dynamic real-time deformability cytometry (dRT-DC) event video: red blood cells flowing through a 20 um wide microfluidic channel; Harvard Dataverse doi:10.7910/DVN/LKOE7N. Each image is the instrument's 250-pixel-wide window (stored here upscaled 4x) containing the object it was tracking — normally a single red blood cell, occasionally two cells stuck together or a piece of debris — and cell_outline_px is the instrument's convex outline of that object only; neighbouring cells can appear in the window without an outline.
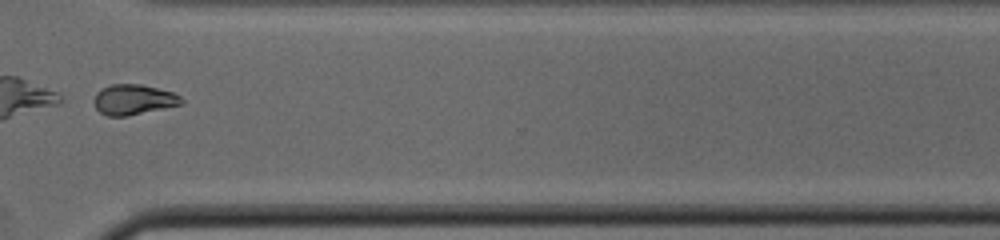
{"species": "common noctule bat (a hibernating species)", "species_latin": "Nyctalus noctula", "temperature_condition": "cold", "stored_images_in_passage": 28, "camera_frame_rate_fps": 3000, "um_per_image_px": 0.085, "animal": {"sex": "male", "body_mass_g": 19.0, "forearm_length_mm": 50.8}, "frame": {"image": 1, "passage_image": 20, "time_ms": 6.333, "image_size_px": [1000, 240], "cell_outline_px": [[184, 104], [124, 116], [108, 116], [100, 112], [96, 108], [92, 100], [96, 92], [100, 88], [112, 84], [140, 84], [172, 92], [180, 96], [184, 100]], "centroid_in_image_um": [11.32, 8.46], "position_along_channel_um": 359.3, "area_um2": 15.43}}